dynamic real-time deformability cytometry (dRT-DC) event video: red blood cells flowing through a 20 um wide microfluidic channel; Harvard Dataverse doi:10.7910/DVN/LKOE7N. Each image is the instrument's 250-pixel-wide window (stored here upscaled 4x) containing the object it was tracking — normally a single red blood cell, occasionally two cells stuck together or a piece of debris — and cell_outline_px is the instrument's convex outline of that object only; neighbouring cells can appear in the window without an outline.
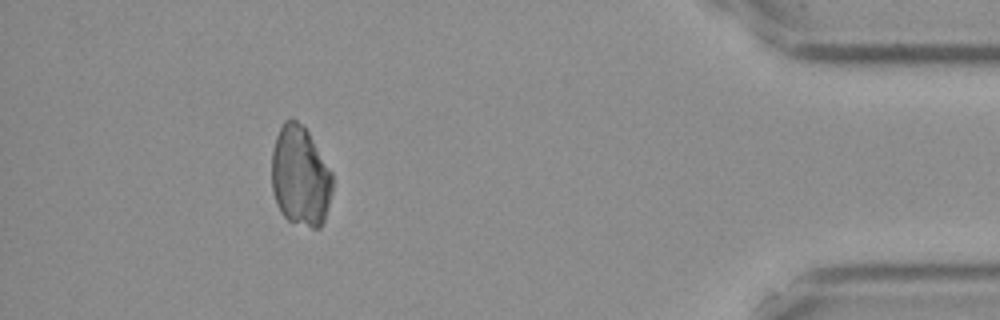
{"species": "Egyptian fruit bat (a non-hibernating species)", "species_latin": "Rousettus aegyptiacus", "temperature_condition": "cold", "stored_images_in_passage": 15, "segment_of_instrument_passage": [2, 2], "camera_frame_rate_fps": 3000, "um_per_image_px": 0.085, "frame": {"image": 1, "passage_image": 15, "time_ms": 4.667, "image_size_px": [1000, 320], "cell_outline_px": [[332, 188], [324, 220], [320, 228], [312, 228], [288, 220], [280, 212], [276, 204], [272, 188], [272, 152], [276, 136], [284, 120], [292, 116], [308, 132], [332, 172]], "centroid_in_image_um": [25.5, 14.97], "position_along_channel_um": 409.7, "area_um2": 35.37}}